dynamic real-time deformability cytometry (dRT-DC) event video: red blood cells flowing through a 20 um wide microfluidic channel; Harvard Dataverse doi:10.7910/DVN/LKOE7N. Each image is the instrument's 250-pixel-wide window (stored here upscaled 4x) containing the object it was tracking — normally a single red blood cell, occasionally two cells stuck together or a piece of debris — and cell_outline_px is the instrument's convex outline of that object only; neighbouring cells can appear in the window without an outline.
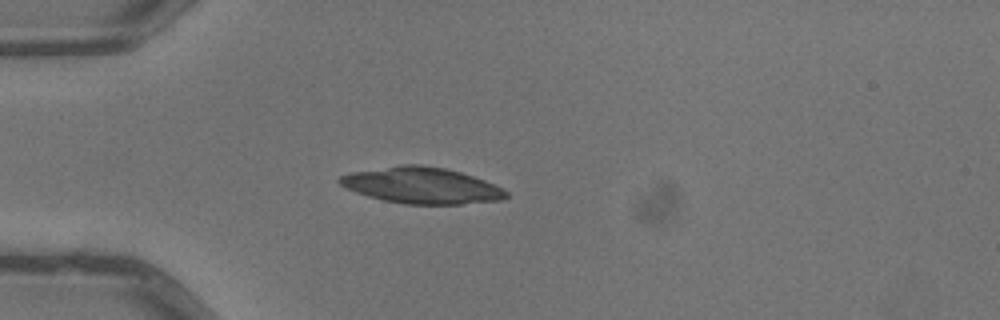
{"species": "common noctule bat (a hibernating species)", "species_latin": "Nyctalus noctula", "temperature_condition": "warm", "stored_images_in_passage": 4, "camera_frame_rate_fps": 3000, "um_per_image_px": 0.085, "animal": {"sex": "male", "body_mass_g": 13.3}, "frame": {"image": 1, "passage_image": 3, "time_ms": 0.667, "image_size_px": [1000, 320], "cell_outline_px": [[508, 196], [504, 200], [464, 204], [404, 204], [384, 200], [368, 196], [344, 188], [336, 180], [340, 176], [352, 172], [404, 164], [420, 164], [444, 168], [460, 172], [484, 180], [508, 192]], "centroid_in_image_um": [35.83, 15.77], "position_along_channel_um": 49.2, "area_um2": 35.03}}